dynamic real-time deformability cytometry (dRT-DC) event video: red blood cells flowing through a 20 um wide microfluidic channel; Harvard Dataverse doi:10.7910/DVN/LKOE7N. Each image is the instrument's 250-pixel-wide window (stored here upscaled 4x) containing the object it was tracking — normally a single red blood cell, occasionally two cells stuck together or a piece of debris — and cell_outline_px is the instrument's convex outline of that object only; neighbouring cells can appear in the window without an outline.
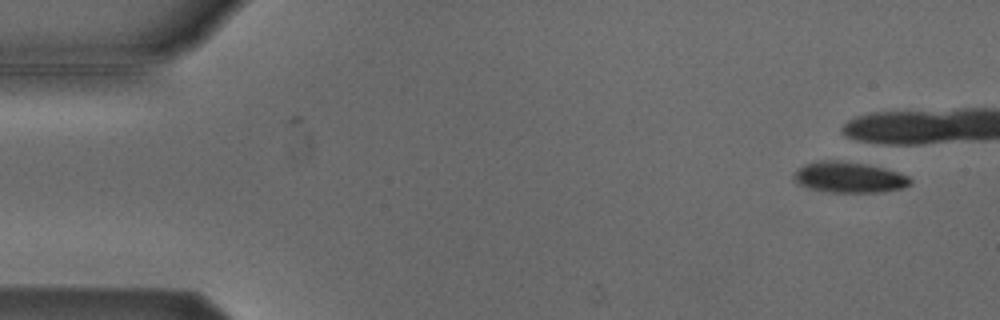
{"species": "Egyptian fruit bat (a non-hibernating species)", "species_latin": "Rousettus aegyptiacus", "temperature_condition": "cold", "stored_images_in_passage": 6, "camera_frame_rate_fps": 3000, "um_per_image_px": 0.085, "animal": {"sex": "male"}, "frame": {"image": 1, "passage_image": 1, "time_ms": 0.0, "image_size_px": [1000, 320], "cell_outline_px": [[912, 184], [900, 188], [876, 192], [832, 192], [812, 188], [800, 184], [792, 176], [804, 164], [820, 160], [836, 160], [864, 164], [884, 168], [908, 176], [912, 180]], "centroid_in_image_um": [72.18, 15.06], "position_along_channel_um": 12.8, "area_um2": 20.4}}